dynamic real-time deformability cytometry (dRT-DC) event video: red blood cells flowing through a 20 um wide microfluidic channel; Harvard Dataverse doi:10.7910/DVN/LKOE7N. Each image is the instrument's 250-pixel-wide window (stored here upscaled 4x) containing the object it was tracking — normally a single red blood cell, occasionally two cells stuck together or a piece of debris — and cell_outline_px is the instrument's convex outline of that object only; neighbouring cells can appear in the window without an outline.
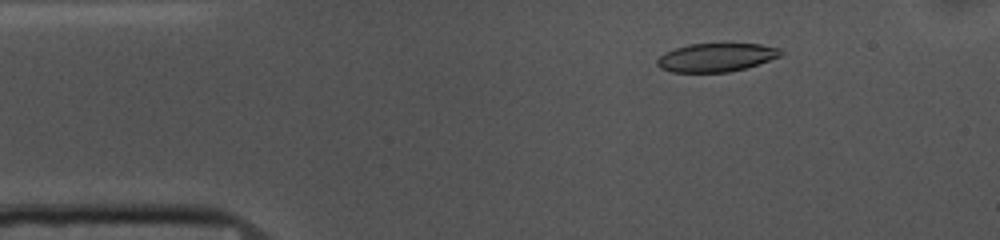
{"species": "common noctule bat (a hibernating species)", "species_latin": "Nyctalus noctula", "temperature_condition": "cold", "stored_images_in_passage": 53, "camera_frame_rate_fps": 3000, "um_per_image_px": 0.085, "animal": {"sex": "female", "body_mass_g": 10.0, "forearm_length_mm": 53.1}, "frame": {"image": 1, "passage_image": 7, "time_ms": 2.0, "image_size_px": [1000, 240], "cell_outline_px": [[784, 52], [780, 56], [744, 68], [728, 72], [672, 72], [660, 68], [656, 64], [656, 60], [664, 52], [688, 44], [760, 44], [780, 48]], "centroid_in_image_um": [60.84, 4.88], "position_along_channel_um": 24.2, "area_um2": 20.35}}
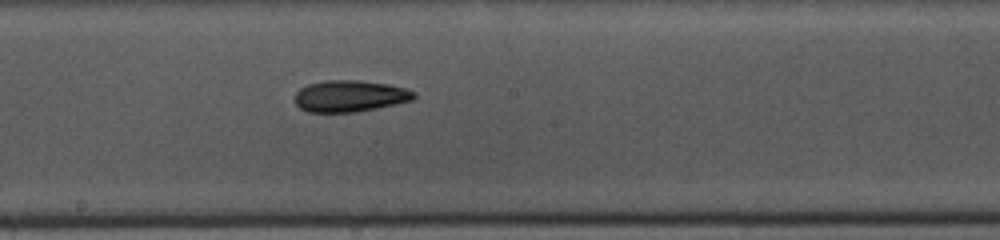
{"frame": {"image": 2, "passage_image": 27, "time_ms": 8.667, "image_size_px": [1000, 240], "cell_outline_px": [[416, 96], [412, 100], [396, 104], [356, 112], [308, 112], [300, 108], [296, 104], [296, 92], [300, 88], [308, 84], [324, 80], [360, 80], [388, 84], [404, 88], [416, 92]], "centroid_in_image_um": [29.74, 8.16], "position_along_channel_um": 218.5, "area_um2": 21.91}}
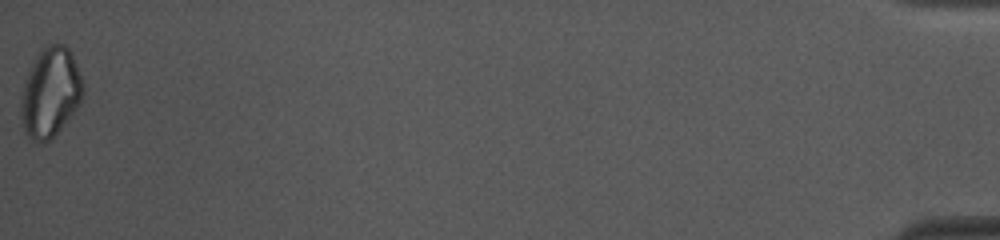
{"frame": {"image": 3, "passage_image": 53, "time_ms": 17.333, "image_size_px": [1000, 240], "cell_outline_px": [[84, 92], [76, 108], [60, 128], [44, 144], [32, 140], [24, 132], [20, 116], [20, 100], [24, 84], [28, 72], [40, 48], [48, 44], [64, 44], [68, 48], [76, 64], [84, 84]], "centroid_in_image_um": [4.25, 7.85], "position_along_channel_um": 430.9, "area_um2": 32.19}, "authors_computed_cell_mechanics": {"area_um2": 21.8484, "velocity_mm_per_s": 3.6765, "shape_relaxation_time_tau1_ms": 5.1189, "shape_relaxation_time_tau2_ms": null, "deformation_change_tau1": 0.1495, "deformation_change_tau2": null}}